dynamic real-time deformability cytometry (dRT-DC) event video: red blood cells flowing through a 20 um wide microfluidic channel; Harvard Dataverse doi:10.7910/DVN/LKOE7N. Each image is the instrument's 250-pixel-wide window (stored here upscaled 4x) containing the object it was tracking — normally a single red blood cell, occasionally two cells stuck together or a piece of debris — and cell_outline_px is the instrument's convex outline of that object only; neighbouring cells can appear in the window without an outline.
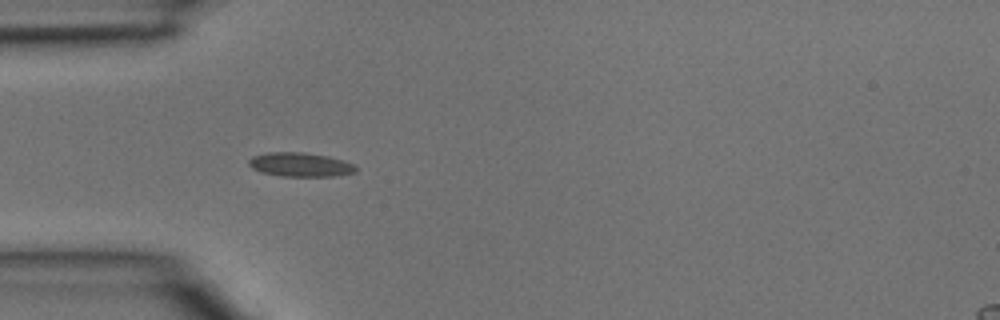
{"species": "common noctule bat (a hibernating species)", "species_latin": "Nyctalus noctula", "temperature_condition": "room temperature", "stored_images_in_passage": 5, "camera_frame_rate_fps": 3000, "um_per_image_px": 0.085, "animal": {"sex": "male", "body_mass_g": 15.6}, "frame": {"image": 1, "passage_image": 4, "time_ms": 1.0, "image_size_px": [1000, 320], "cell_outline_px": [[356, 172], [332, 176], [280, 176], [260, 172], [252, 168], [248, 164], [248, 160], [252, 156], [268, 152], [304, 152], [328, 156], [344, 160], [352, 164], [356, 168]], "centroid_in_image_um": [25.48, 13.99], "position_along_channel_um": 59.5, "area_um2": 15.03}}